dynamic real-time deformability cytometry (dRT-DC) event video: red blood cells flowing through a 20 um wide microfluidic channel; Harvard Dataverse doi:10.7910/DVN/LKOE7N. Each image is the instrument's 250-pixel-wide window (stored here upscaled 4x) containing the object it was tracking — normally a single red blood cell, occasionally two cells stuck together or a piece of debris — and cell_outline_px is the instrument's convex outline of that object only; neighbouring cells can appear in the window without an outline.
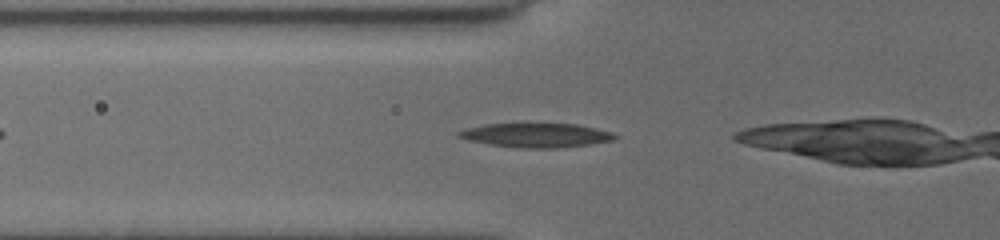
{"species": "common noctule bat (a hibernating species)", "species_latin": "Nyctalus noctula", "temperature_condition": "cold", "stored_images_in_passage": 27, "camera_frame_rate_fps": 3000, "um_per_image_px": 0.085, "animal": {"sex": "female", "body_mass_g": 19.5, "forearm_length_mm": 54.1}, "frame": {"image": 1, "passage_image": 2, "time_ms": 0.333, "image_size_px": [1000, 240], "cell_outline_px": [[616, 136], [608, 140], [588, 144], [548, 148], [532, 148], [492, 144], [472, 140], [460, 136], [460, 132], [472, 128], [488, 124], [576, 124], [608, 132]], "centroid_in_image_um": [45.6, 11.49], "position_along_channel_um": 80.2, "area_um2": 20.46}}
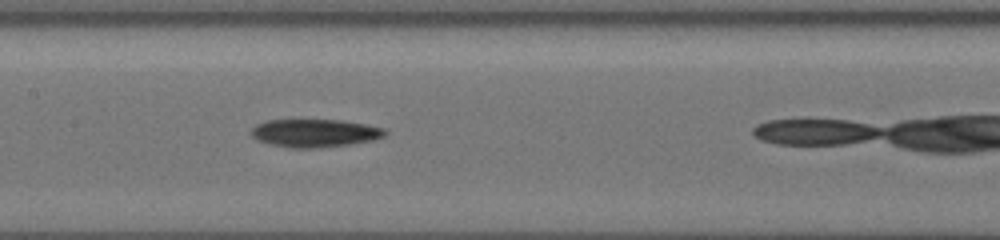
{"frame": {"image": 2, "passage_image": 10, "time_ms": 3.0, "image_size_px": [1000, 240], "cell_outline_px": [[384, 136], [368, 140], [344, 144], [304, 148], [296, 148], [276, 144], [260, 140], [252, 136], [252, 128], [256, 124], [268, 120], [336, 120], [360, 124], [380, 128], [384, 132]], "centroid_in_image_um": [26.66, 11.29], "position_along_channel_um": 180.7, "area_um2": 20.52}}
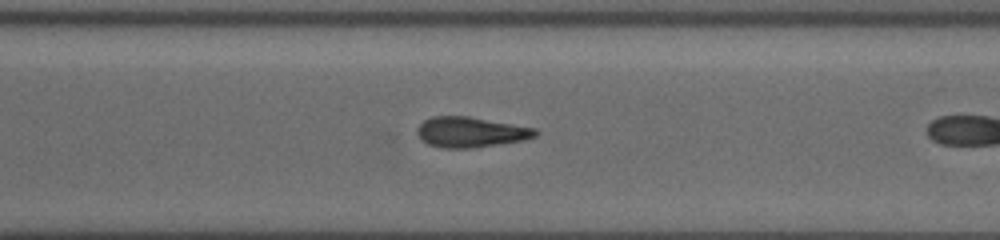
{"frame": {"image": 3, "passage_image": 22, "time_ms": 7.0, "image_size_px": [1000, 240], "cell_outline_px": [[540, 132], [536, 136], [520, 140], [464, 148], [444, 148], [428, 144], [416, 132], [420, 124], [424, 120], [436, 116], [468, 116], [536, 128]], "centroid_in_image_um": [40.0, 11.21], "position_along_channel_um": 330.6, "area_um2": 20.35}}